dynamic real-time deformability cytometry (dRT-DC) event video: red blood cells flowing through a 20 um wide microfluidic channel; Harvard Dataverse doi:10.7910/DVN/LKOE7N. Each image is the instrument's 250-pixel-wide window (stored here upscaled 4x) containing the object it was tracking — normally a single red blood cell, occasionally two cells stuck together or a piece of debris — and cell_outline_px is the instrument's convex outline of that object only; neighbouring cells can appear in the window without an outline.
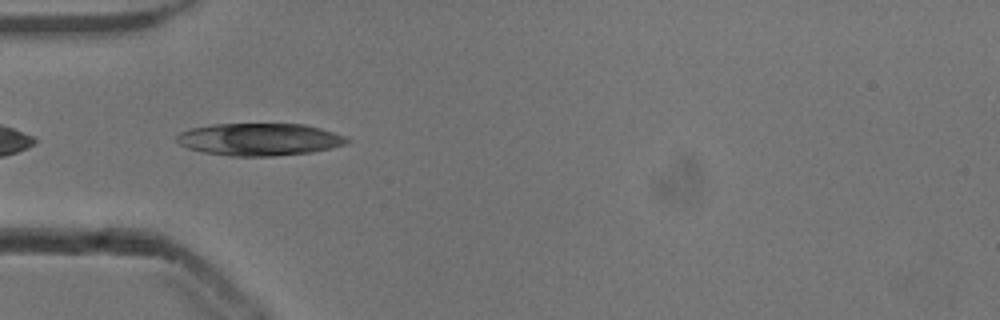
{"species": "common noctule bat (a hibernating species)", "species_latin": "Nyctalus noctula", "temperature_condition": "cold", "stored_images_in_passage": 38, "camera_frame_rate_fps": 3000, "um_per_image_px": 0.085, "animal": {"sex": "male", "body_mass_g": 13.3}, "frame": {"image": 1, "passage_image": 2, "time_ms": 0.333, "image_size_px": [1000, 320], "cell_outline_px": [[352, 140], [348, 144], [332, 148], [312, 152], [272, 156], [228, 156], [204, 152], [188, 148], [180, 144], [176, 140], [176, 136], [180, 132], [192, 128], [212, 124], [304, 124], [320, 128], [344, 136]], "centroid_in_image_um": [22.07, 11.85], "position_along_channel_um": 62.9, "area_um2": 32.14}}
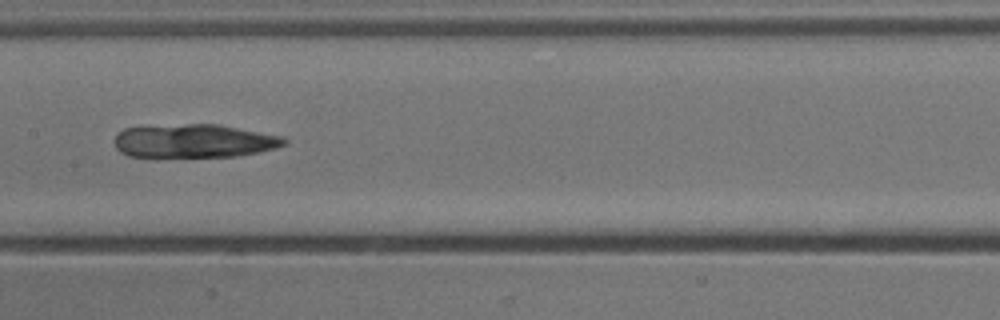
{"frame": {"image": 2, "passage_image": 12, "time_ms": 3.667, "image_size_px": [1000, 320], "cell_outline_px": [[288, 144], [276, 148], [236, 156], [156, 160], [128, 156], [120, 152], [116, 148], [112, 140], [124, 128], [188, 124], [216, 124], [284, 136], [288, 140]], "centroid_in_image_um": [16.44, 12.04], "position_along_channel_um": 191.0, "area_um2": 34.45}}
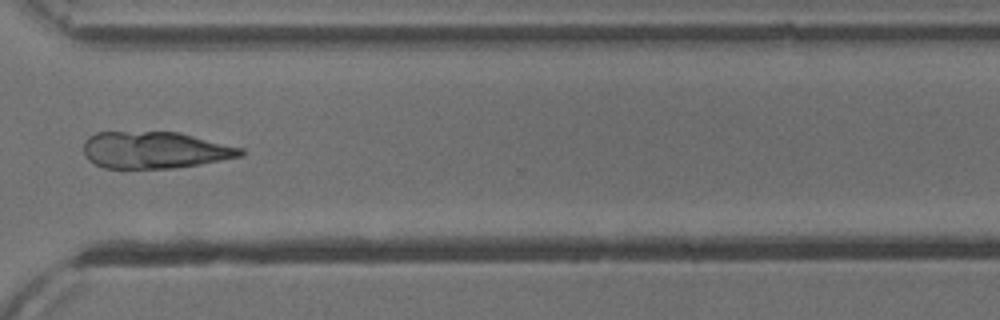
{"frame": {"image": 3, "passage_image": 25, "time_ms": 8.0, "image_size_px": [1000, 320], "cell_outline_px": [[244, 156], [200, 164], [172, 168], [104, 168], [88, 160], [84, 152], [84, 140], [88, 136], [96, 132], [180, 132], [244, 148]], "centroid_in_image_um": [13.18, 12.75], "position_along_channel_um": 357.4, "area_um2": 33.87}}